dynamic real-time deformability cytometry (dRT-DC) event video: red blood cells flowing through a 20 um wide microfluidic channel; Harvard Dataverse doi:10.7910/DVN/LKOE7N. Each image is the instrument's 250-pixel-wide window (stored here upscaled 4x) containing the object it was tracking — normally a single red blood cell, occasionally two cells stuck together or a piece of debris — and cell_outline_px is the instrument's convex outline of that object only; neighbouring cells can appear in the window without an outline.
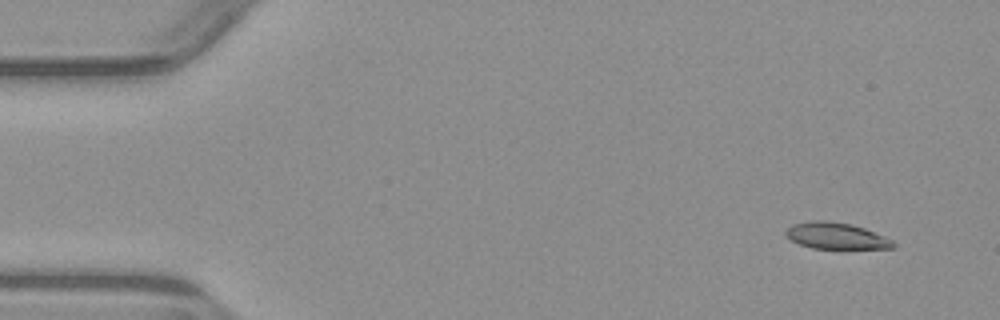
{"species": "common noctule bat (a hibernating species)", "species_latin": "Nyctalus noctula", "temperature_condition": "warm", "stored_images_in_passage": 4, "camera_frame_rate_fps": 3000, "um_per_image_px": 0.085, "animal": {"sex": "male", "body_mass_g": 23.1, "forearm_length_mm": 52.7}, "frame": {"image": 1, "passage_image": 1, "time_ms": 0.0, "image_size_px": [1000, 320], "cell_outline_px": [[896, 248], [812, 248], [800, 244], [784, 236], [784, 232], [792, 224], [812, 220], [828, 220], [852, 224], [864, 228], [884, 236], [892, 240], [896, 244]], "centroid_in_image_um": [71.05, 20.03], "position_along_channel_um": 14.0, "area_um2": 16.53}}
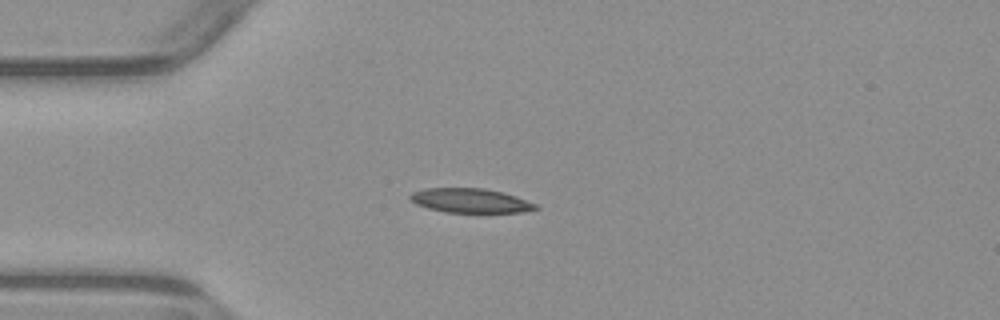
{"frame": {"image": 2, "passage_image": 4, "time_ms": 3.333, "image_size_px": [1000, 320], "cell_outline_px": [[540, 208], [520, 212], [444, 212], [428, 208], [416, 204], [408, 196], [412, 192], [424, 188], [484, 188], [504, 192], [516, 196], [536, 204]], "centroid_in_image_um": [39.97, 17.04], "position_along_channel_um": 45.0, "area_um2": 17.74}}